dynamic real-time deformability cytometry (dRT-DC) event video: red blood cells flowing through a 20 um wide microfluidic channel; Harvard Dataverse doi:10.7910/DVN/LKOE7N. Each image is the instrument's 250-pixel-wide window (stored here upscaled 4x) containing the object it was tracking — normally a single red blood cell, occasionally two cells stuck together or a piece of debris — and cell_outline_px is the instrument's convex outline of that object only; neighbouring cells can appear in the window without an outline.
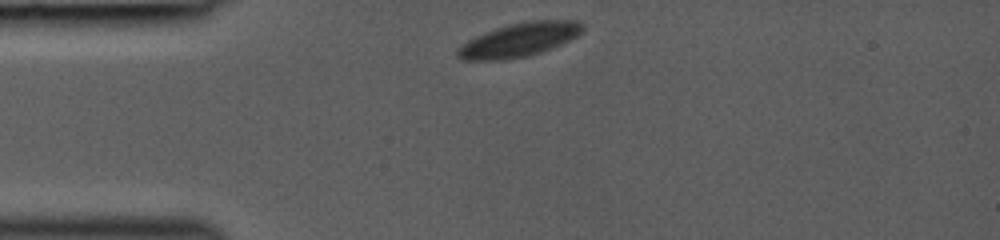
{"species": "common noctule bat (a hibernating species)", "species_latin": "Nyctalus noctula", "temperature_condition": "room temperature", "stored_images_in_passage": 33, "camera_frame_rate_fps": 3000, "um_per_image_px": 0.085, "animal": {"sex": "female", "body_mass_g": 19.0, "forearm_length_mm": 53.3}, "frame": {"image": 1, "passage_image": 1, "time_ms": 0.0, "image_size_px": [1000, 240], "cell_outline_px": [[584, 28], [576, 36], [552, 48], [528, 56], [500, 60], [460, 60], [456, 56], [456, 48], [468, 40], [484, 32], [508, 24], [528, 20], [576, 20], [584, 24]], "centroid_in_image_um": [44.09, 3.38], "position_along_channel_um": 40.9, "area_um2": 24.68}}
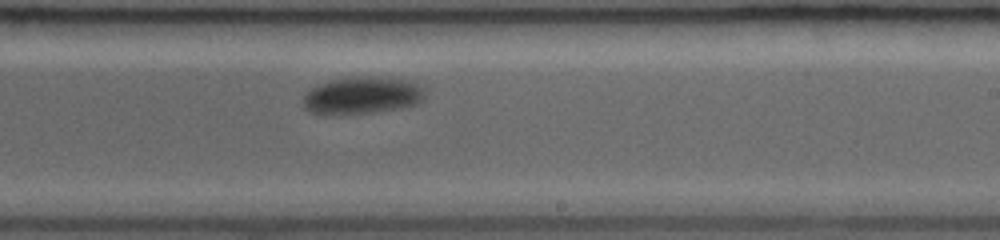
{"frame": {"image": 2, "passage_image": 19, "time_ms": 6.0, "image_size_px": [1000, 240], "cell_outline_px": [[424, 100], [416, 104], [400, 108], [372, 112], [312, 112], [304, 108], [304, 96], [312, 88], [320, 84], [332, 80], [416, 80], [424, 84]], "centroid_in_image_um": [30.9, 8.13], "position_along_channel_um": 258.1, "area_um2": 24.62}}
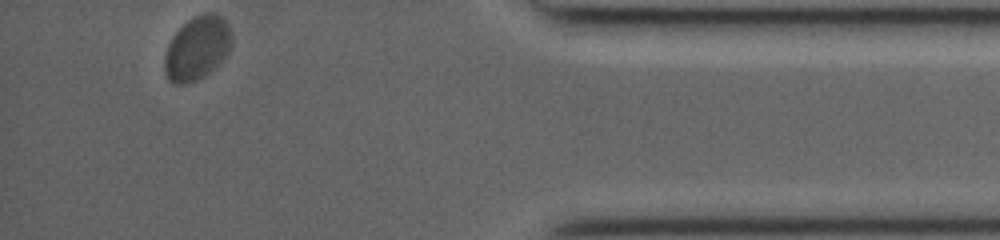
{"frame": {"image": 3, "passage_image": 33, "time_ms": 10.667, "image_size_px": [1000, 240], "cell_outline_px": [[232, 40], [228, 52], [208, 72], [196, 80], [188, 84], [172, 84], [168, 80], [164, 68], [164, 56], [168, 44], [172, 36], [192, 16], [204, 12], [216, 12], [228, 24], [232, 32]], "centroid_in_image_um": [16.73, 4.07], "position_along_channel_um": 418.5, "area_um2": 24.85}}